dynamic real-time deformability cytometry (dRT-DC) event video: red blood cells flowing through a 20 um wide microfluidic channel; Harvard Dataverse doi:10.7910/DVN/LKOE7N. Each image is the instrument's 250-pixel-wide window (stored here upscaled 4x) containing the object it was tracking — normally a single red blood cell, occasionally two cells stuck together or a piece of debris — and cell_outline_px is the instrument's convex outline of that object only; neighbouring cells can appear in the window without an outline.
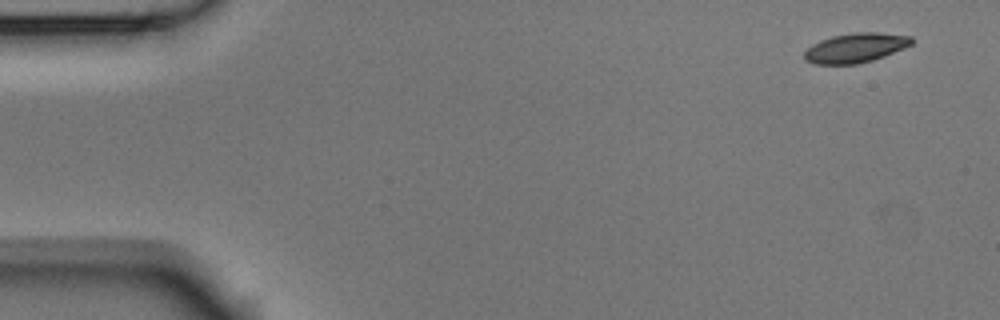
{"species": "Egyptian fruit bat (a non-hibernating species)", "species_latin": "Rousettus aegyptiacus", "temperature_condition": "room temperature", "stored_images_in_passage": 10, "camera_frame_rate_fps": 3000, "um_per_image_px": 0.085, "animal": {"sex": "male"}, "frame": {"image": 1, "passage_image": 1, "time_ms": 0.0, "image_size_px": [1000, 320], "cell_outline_px": [[912, 44], [904, 48], [884, 56], [872, 60], [856, 64], [812, 64], [804, 60], [804, 52], [812, 44], [820, 40], [832, 36], [856, 32], [880, 32], [912, 36]], "centroid_in_image_um": [72.7, 4.06], "position_along_channel_um": 12.3, "area_um2": 18.5}}
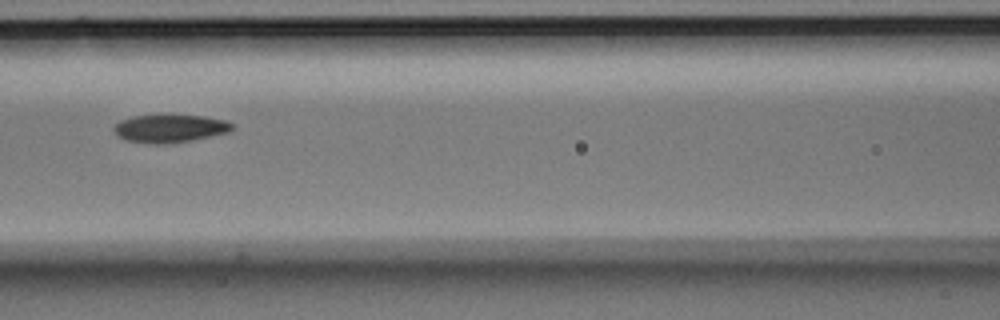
{"frame": {"image": 2, "passage_image": 7, "time_ms": 2.0, "image_size_px": [1000, 320], "cell_outline_px": [[236, 128], [228, 132], [188, 140], [164, 144], [156, 144], [128, 140], [120, 136], [112, 128], [120, 120], [132, 116], [160, 112], [204, 116], [224, 120], [236, 124]], "centroid_in_image_um": [14.46, 10.85], "position_along_channel_um": 152.1, "area_um2": 19.77}}
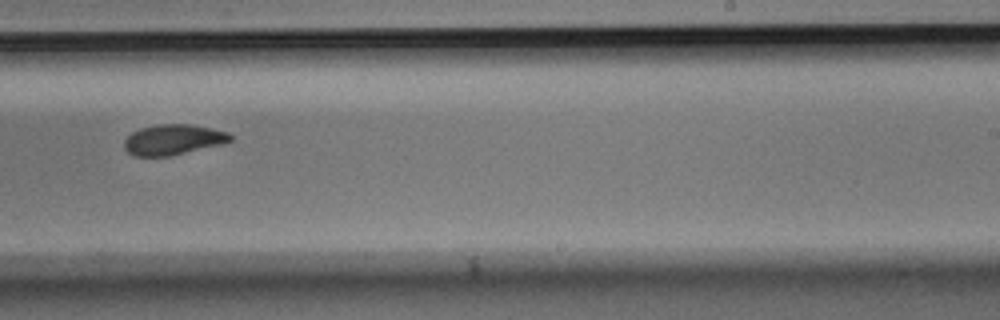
{"frame": {"image": 3, "passage_image": 10, "time_ms": 3.0, "image_size_px": [1000, 320], "cell_outline_px": [[232, 140], [220, 144], [168, 156], [136, 156], [128, 152], [124, 148], [124, 140], [132, 132], [140, 128], [160, 124], [192, 124], [212, 128], [228, 132], [232, 136]], "centroid_in_image_um": [14.7, 11.85], "position_along_channel_um": 274.3, "area_um2": 18.61}}